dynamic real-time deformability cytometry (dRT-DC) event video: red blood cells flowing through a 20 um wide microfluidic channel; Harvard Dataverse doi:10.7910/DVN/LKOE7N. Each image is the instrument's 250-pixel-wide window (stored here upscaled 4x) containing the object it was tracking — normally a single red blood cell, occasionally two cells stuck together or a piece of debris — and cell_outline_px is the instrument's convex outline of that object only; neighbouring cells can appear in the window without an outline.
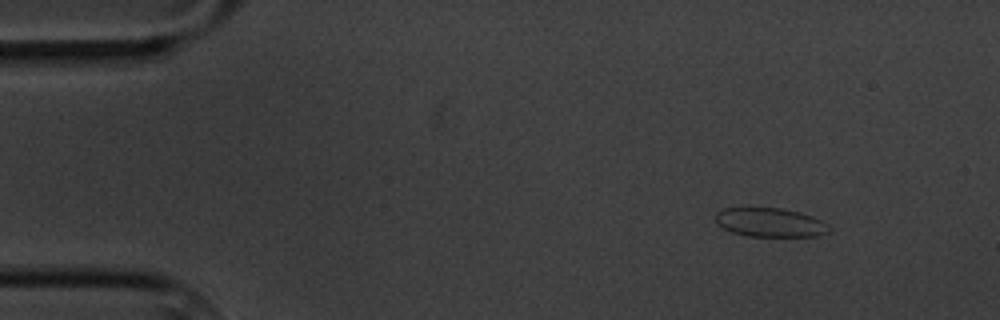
{"species": "common noctule bat (a hibernating species)", "species_latin": "Nyctalus noctula", "temperature_condition": "cold", "stored_images_in_passage": 4, "camera_frame_rate_fps": 3000, "um_per_image_px": 0.085, "animal": {"sex": "male", "body_mass_g": 20.1, "forearm_length_mm": 53.5}, "frame": {"image": 1, "passage_image": 1, "time_ms": 0.0, "image_size_px": [1000, 320], "cell_outline_px": [[832, 228], [828, 232], [816, 236], [748, 236], [732, 232], [716, 224], [716, 212], [724, 208], [780, 208], [800, 212], [812, 216], [828, 224]], "centroid_in_image_um": [65.47, 18.91], "position_along_channel_um": 19.5, "area_um2": 19.13}}